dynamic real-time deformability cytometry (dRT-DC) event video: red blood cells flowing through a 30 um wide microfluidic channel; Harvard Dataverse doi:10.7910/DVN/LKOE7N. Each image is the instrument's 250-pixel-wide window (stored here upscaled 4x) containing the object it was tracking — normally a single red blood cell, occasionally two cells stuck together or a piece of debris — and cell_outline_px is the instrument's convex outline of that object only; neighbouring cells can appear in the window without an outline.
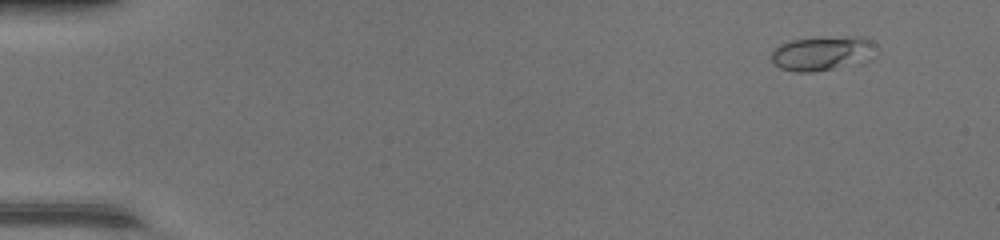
{"species": "common noctule bat (a hibernating species)", "species_latin": "Nyctalus noctula", "temperature_condition": "warm", "stored_images_in_passage": 49, "camera_frame_rate_fps": 3000, "um_per_image_px": 0.085, "animal": {"sex": "female", "body_mass_g": 17.0, "forearm_length_mm": 48.0}, "frame": {"image": 1, "passage_image": 5, "time_ms": 1.333, "image_size_px": [1000, 240], "cell_outline_px": [[876, 44], [832, 68], [812, 72], [796, 72], [780, 68], [772, 60], [772, 52], [780, 44], [792, 40], [816, 36], [860, 36]], "centroid_in_image_um": [69.55, 4.46], "position_along_channel_um": 15.4, "area_um2": 18.96}}
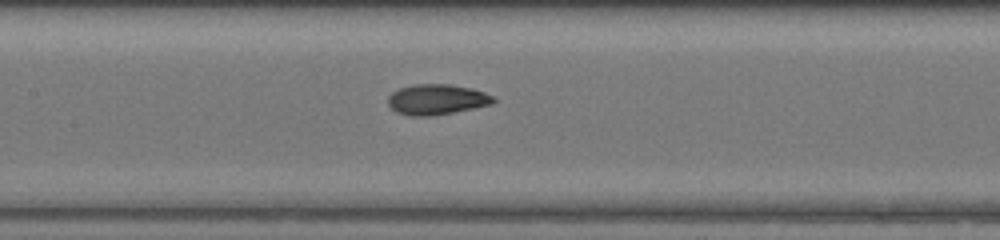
{"frame": {"image": 2, "passage_image": 25, "time_ms": 8.0, "image_size_px": [1000, 240], "cell_outline_px": [[496, 100], [492, 104], [452, 112], [428, 116], [412, 116], [396, 112], [388, 104], [388, 96], [392, 92], [400, 88], [412, 84], [448, 84], [472, 88], [484, 92], [492, 96]], "centroid_in_image_um": [37.1, 8.44], "position_along_channel_um": 170.3, "area_um2": 18.55}}
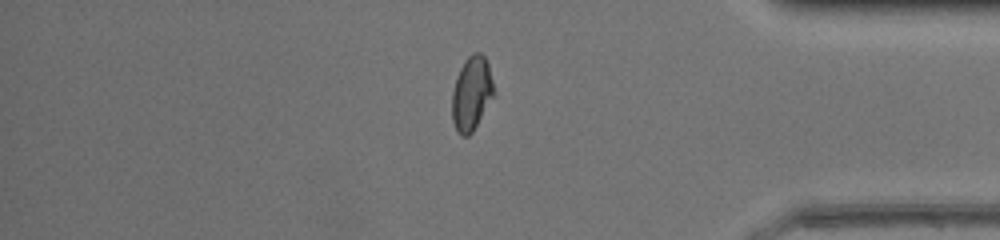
{"frame": {"image": 3, "passage_image": 42, "time_ms": 13.667, "image_size_px": [1000, 240], "cell_outline_px": [[496, 96], [472, 132], [468, 136], [460, 136], [456, 132], [452, 120], [452, 92], [456, 76], [464, 60], [472, 52], [480, 52], [484, 56], [488, 64], [496, 92]], "centroid_in_image_um": [40.1, 7.95], "position_along_channel_um": 395.1, "area_um2": 18.61}, "authors_computed_cell_mechanics": {"area_um2": 18.1492, "velocity_mm_per_s": 4.3718, "shape_relaxation_time_tau1_ms": 3.7965, "shape_relaxation_time_tau2_ms": 0.7282, "deformation_change_tau1": 0.1874, "deformation_change_tau2": 0.0523}}